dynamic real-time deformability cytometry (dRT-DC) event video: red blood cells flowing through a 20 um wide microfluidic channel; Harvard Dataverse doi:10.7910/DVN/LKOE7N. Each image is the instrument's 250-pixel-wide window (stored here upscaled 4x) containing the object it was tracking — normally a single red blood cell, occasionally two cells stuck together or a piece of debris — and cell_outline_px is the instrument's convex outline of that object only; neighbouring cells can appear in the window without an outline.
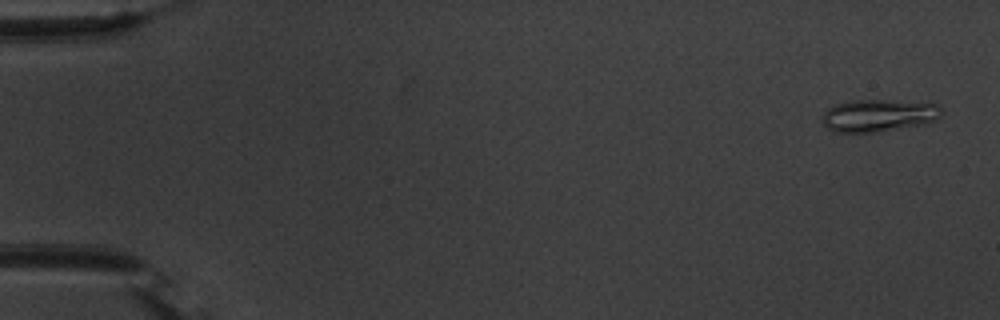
{"species": "common noctule bat (a hibernating species)", "species_latin": "Nyctalus noctula", "temperature_condition": "warm", "stored_images_in_passage": 55, "camera_frame_rate_fps": 3000, "um_per_image_px": 0.085, "animal": {"sex": "male", "body_mass_g": 20.1, "forearm_length_mm": 53.5}, "frame": {"image": 1, "passage_image": 2, "time_ms": 0.333, "image_size_px": [1000, 320], "cell_outline_px": [[944, 112], [936, 120], [928, 124], [876, 132], [836, 132], [828, 128], [820, 120], [820, 116], [828, 108], [836, 104], [852, 100], [888, 100], [940, 104]], "centroid_in_image_um": [74.71, 9.81], "position_along_channel_um": 10.3, "area_um2": 22.83}}
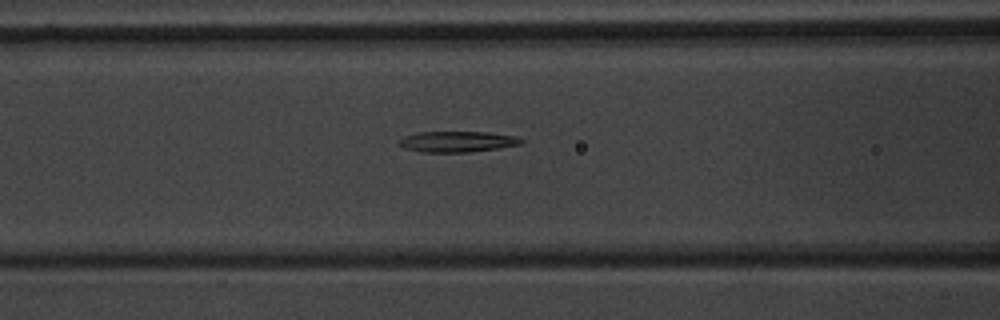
{"frame": {"image": 2, "passage_image": 23, "time_ms": 7.333, "image_size_px": [1000, 320], "cell_outline_px": [[524, 140], [520, 144], [500, 148], [472, 152], [420, 152], [404, 148], [396, 144], [396, 140], [404, 136], [416, 132], [488, 132], [516, 136]], "centroid_in_image_um": [38.81, 12.04], "position_along_channel_um": 127.8, "area_um2": 15.09}}
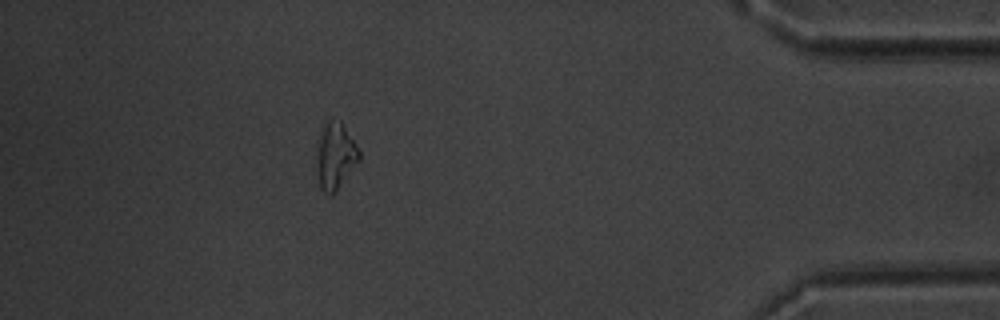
{"frame": {"image": 3, "passage_image": 49, "time_ms": 16.0, "image_size_px": [1000, 320], "cell_outline_px": [[360, 160], [336, 192], [332, 196], [324, 192], [320, 188], [316, 168], [316, 140], [328, 120], [332, 116], [340, 120], [356, 144], [360, 152]], "centroid_in_image_um": [28.48, 13.25], "position_along_channel_um": 406.7, "area_um2": 16.94}}